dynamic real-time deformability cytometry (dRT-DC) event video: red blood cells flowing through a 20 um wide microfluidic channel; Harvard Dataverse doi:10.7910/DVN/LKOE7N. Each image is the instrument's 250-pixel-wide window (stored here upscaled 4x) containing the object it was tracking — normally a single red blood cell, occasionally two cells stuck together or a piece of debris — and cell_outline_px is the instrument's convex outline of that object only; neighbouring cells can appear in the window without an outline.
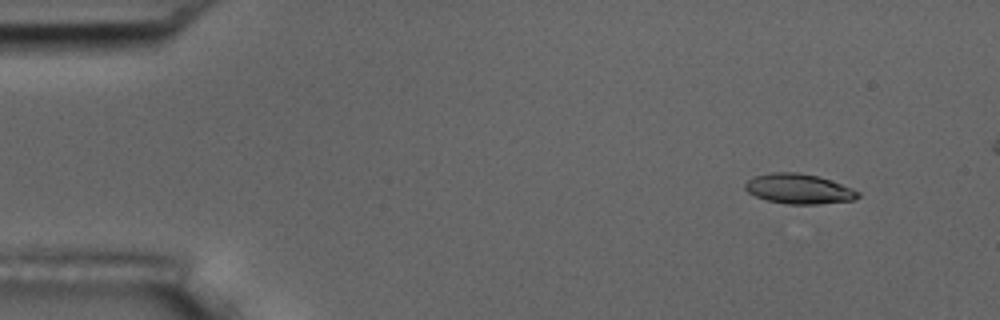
{"species": "common noctule bat (a hibernating species)", "species_latin": "Nyctalus noctula", "temperature_condition": "room temperature", "stored_images_in_passage": 4, "camera_frame_rate_fps": 3000, "um_per_image_px": 0.085, "animal": {"sex": "male", "body_mass_g": 17.5, "forearm_length_mm": 52.3}, "frame": {"image": 1, "passage_image": 1, "time_ms": 0.0, "image_size_px": [1000, 320], "cell_outline_px": [[860, 196], [852, 200], [816, 204], [788, 204], [768, 200], [756, 196], [748, 192], [744, 188], [744, 184], [748, 180], [756, 176], [772, 172], [800, 172], [816, 176], [852, 188], [860, 192]], "centroid_in_image_um": [67.88, 16.05], "position_along_channel_um": 17.1, "area_um2": 19.42}}